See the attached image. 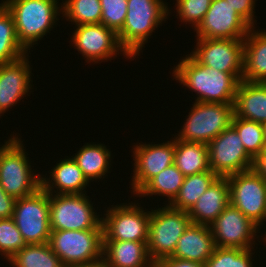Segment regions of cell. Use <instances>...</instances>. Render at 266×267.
Returning <instances> with one entry per match:
<instances>
[{"instance_id": "6da1fadb", "label": "cell", "mask_w": 266, "mask_h": 267, "mask_svg": "<svg viewBox=\"0 0 266 267\" xmlns=\"http://www.w3.org/2000/svg\"><path fill=\"white\" fill-rule=\"evenodd\" d=\"M181 58L172 76L196 93V102L234 104L243 74H229L198 63L190 54Z\"/></svg>"}, {"instance_id": "7a4b0ae2", "label": "cell", "mask_w": 266, "mask_h": 267, "mask_svg": "<svg viewBox=\"0 0 266 267\" xmlns=\"http://www.w3.org/2000/svg\"><path fill=\"white\" fill-rule=\"evenodd\" d=\"M1 3L11 13L17 39L27 52L50 33L62 13L59 0H4Z\"/></svg>"}, {"instance_id": "3957f363", "label": "cell", "mask_w": 266, "mask_h": 267, "mask_svg": "<svg viewBox=\"0 0 266 267\" xmlns=\"http://www.w3.org/2000/svg\"><path fill=\"white\" fill-rule=\"evenodd\" d=\"M169 11L163 0H127L126 20L117 35L132 58L139 56L154 30L168 19Z\"/></svg>"}, {"instance_id": "277c9868", "label": "cell", "mask_w": 266, "mask_h": 267, "mask_svg": "<svg viewBox=\"0 0 266 267\" xmlns=\"http://www.w3.org/2000/svg\"><path fill=\"white\" fill-rule=\"evenodd\" d=\"M12 135L0 147V185L14 198L27 197L41 188V174L31 168L24 143ZM34 171V172H33Z\"/></svg>"}, {"instance_id": "5b68a950", "label": "cell", "mask_w": 266, "mask_h": 267, "mask_svg": "<svg viewBox=\"0 0 266 267\" xmlns=\"http://www.w3.org/2000/svg\"><path fill=\"white\" fill-rule=\"evenodd\" d=\"M180 132L178 140L208 145L231 125L234 104L194 102Z\"/></svg>"}, {"instance_id": "8992f818", "label": "cell", "mask_w": 266, "mask_h": 267, "mask_svg": "<svg viewBox=\"0 0 266 267\" xmlns=\"http://www.w3.org/2000/svg\"><path fill=\"white\" fill-rule=\"evenodd\" d=\"M186 211L165 204L164 207L151 210L149 220L147 251L155 263L162 258L170 257L175 251L177 242L191 224Z\"/></svg>"}, {"instance_id": "52a82bcc", "label": "cell", "mask_w": 266, "mask_h": 267, "mask_svg": "<svg viewBox=\"0 0 266 267\" xmlns=\"http://www.w3.org/2000/svg\"><path fill=\"white\" fill-rule=\"evenodd\" d=\"M89 198L86 193L49 194L50 230L103 229L102 217Z\"/></svg>"}, {"instance_id": "ba28073f", "label": "cell", "mask_w": 266, "mask_h": 267, "mask_svg": "<svg viewBox=\"0 0 266 267\" xmlns=\"http://www.w3.org/2000/svg\"><path fill=\"white\" fill-rule=\"evenodd\" d=\"M48 244L65 267L89 264L102 259L103 229L51 231Z\"/></svg>"}, {"instance_id": "9c48e42d", "label": "cell", "mask_w": 266, "mask_h": 267, "mask_svg": "<svg viewBox=\"0 0 266 267\" xmlns=\"http://www.w3.org/2000/svg\"><path fill=\"white\" fill-rule=\"evenodd\" d=\"M12 219L26 245L48 243L51 233L49 193L41 187L27 197L17 198Z\"/></svg>"}, {"instance_id": "30bf717a", "label": "cell", "mask_w": 266, "mask_h": 267, "mask_svg": "<svg viewBox=\"0 0 266 267\" xmlns=\"http://www.w3.org/2000/svg\"><path fill=\"white\" fill-rule=\"evenodd\" d=\"M139 203H121L107 208L102 218L103 240L137 241L148 243L151 211Z\"/></svg>"}, {"instance_id": "8fae6325", "label": "cell", "mask_w": 266, "mask_h": 267, "mask_svg": "<svg viewBox=\"0 0 266 267\" xmlns=\"http://www.w3.org/2000/svg\"><path fill=\"white\" fill-rule=\"evenodd\" d=\"M227 179L230 203L261 229L266 221V181L253 168Z\"/></svg>"}, {"instance_id": "7c38bea8", "label": "cell", "mask_w": 266, "mask_h": 267, "mask_svg": "<svg viewBox=\"0 0 266 267\" xmlns=\"http://www.w3.org/2000/svg\"><path fill=\"white\" fill-rule=\"evenodd\" d=\"M208 149L209 167L218 177H228L253 168L254 159L244 149L232 125L210 141Z\"/></svg>"}, {"instance_id": "4fadbf2b", "label": "cell", "mask_w": 266, "mask_h": 267, "mask_svg": "<svg viewBox=\"0 0 266 267\" xmlns=\"http://www.w3.org/2000/svg\"><path fill=\"white\" fill-rule=\"evenodd\" d=\"M71 43L86 62L99 63L112 60L121 52L126 58L132 57L120 45L117 33L104 24L79 25L72 33ZM120 51V52H119ZM105 60V61H104Z\"/></svg>"}, {"instance_id": "5bb4252c", "label": "cell", "mask_w": 266, "mask_h": 267, "mask_svg": "<svg viewBox=\"0 0 266 267\" xmlns=\"http://www.w3.org/2000/svg\"><path fill=\"white\" fill-rule=\"evenodd\" d=\"M216 247L250 249L259 238V227L231 203L210 225ZM259 231V232H258ZM256 236V238H255Z\"/></svg>"}, {"instance_id": "9a60e30c", "label": "cell", "mask_w": 266, "mask_h": 267, "mask_svg": "<svg viewBox=\"0 0 266 267\" xmlns=\"http://www.w3.org/2000/svg\"><path fill=\"white\" fill-rule=\"evenodd\" d=\"M190 55L201 65L229 74H243L244 39H196Z\"/></svg>"}, {"instance_id": "2e32d148", "label": "cell", "mask_w": 266, "mask_h": 267, "mask_svg": "<svg viewBox=\"0 0 266 267\" xmlns=\"http://www.w3.org/2000/svg\"><path fill=\"white\" fill-rule=\"evenodd\" d=\"M251 28L229 2L212 0L194 32L196 39H244Z\"/></svg>"}, {"instance_id": "e0dca14e", "label": "cell", "mask_w": 266, "mask_h": 267, "mask_svg": "<svg viewBox=\"0 0 266 267\" xmlns=\"http://www.w3.org/2000/svg\"><path fill=\"white\" fill-rule=\"evenodd\" d=\"M132 150L134 174L130 189L135 195L150 179L174 164L175 137L161 144H135Z\"/></svg>"}, {"instance_id": "ac0fdd59", "label": "cell", "mask_w": 266, "mask_h": 267, "mask_svg": "<svg viewBox=\"0 0 266 267\" xmlns=\"http://www.w3.org/2000/svg\"><path fill=\"white\" fill-rule=\"evenodd\" d=\"M27 57L28 54L15 61L0 64V116L32 92L29 91L33 86L32 67Z\"/></svg>"}, {"instance_id": "d6986e66", "label": "cell", "mask_w": 266, "mask_h": 267, "mask_svg": "<svg viewBox=\"0 0 266 267\" xmlns=\"http://www.w3.org/2000/svg\"><path fill=\"white\" fill-rule=\"evenodd\" d=\"M230 203L227 177H218L187 212L194 224L210 226Z\"/></svg>"}, {"instance_id": "ffe728a7", "label": "cell", "mask_w": 266, "mask_h": 267, "mask_svg": "<svg viewBox=\"0 0 266 267\" xmlns=\"http://www.w3.org/2000/svg\"><path fill=\"white\" fill-rule=\"evenodd\" d=\"M215 248L210 226L191 223L170 257L205 264Z\"/></svg>"}, {"instance_id": "44dd1931", "label": "cell", "mask_w": 266, "mask_h": 267, "mask_svg": "<svg viewBox=\"0 0 266 267\" xmlns=\"http://www.w3.org/2000/svg\"><path fill=\"white\" fill-rule=\"evenodd\" d=\"M49 174V178L41 177V187L47 193L66 195L86 193L85 188L89 185V181L72 157L67 156L60 160Z\"/></svg>"}, {"instance_id": "7402d4cb", "label": "cell", "mask_w": 266, "mask_h": 267, "mask_svg": "<svg viewBox=\"0 0 266 267\" xmlns=\"http://www.w3.org/2000/svg\"><path fill=\"white\" fill-rule=\"evenodd\" d=\"M102 259L106 267H151L147 244L137 241L103 240Z\"/></svg>"}, {"instance_id": "603a6c76", "label": "cell", "mask_w": 266, "mask_h": 267, "mask_svg": "<svg viewBox=\"0 0 266 267\" xmlns=\"http://www.w3.org/2000/svg\"><path fill=\"white\" fill-rule=\"evenodd\" d=\"M234 115L260 124L266 122V83L241 80L238 84Z\"/></svg>"}, {"instance_id": "cb8c5ba5", "label": "cell", "mask_w": 266, "mask_h": 267, "mask_svg": "<svg viewBox=\"0 0 266 267\" xmlns=\"http://www.w3.org/2000/svg\"><path fill=\"white\" fill-rule=\"evenodd\" d=\"M252 27L244 38V71L242 80L266 83V31Z\"/></svg>"}, {"instance_id": "d4e9b609", "label": "cell", "mask_w": 266, "mask_h": 267, "mask_svg": "<svg viewBox=\"0 0 266 267\" xmlns=\"http://www.w3.org/2000/svg\"><path fill=\"white\" fill-rule=\"evenodd\" d=\"M71 157L89 182L108 176L106 173L110 172L108 170H110L112 166L110 163L111 151L102 143H85V145L75 153L74 157Z\"/></svg>"}, {"instance_id": "484cf974", "label": "cell", "mask_w": 266, "mask_h": 267, "mask_svg": "<svg viewBox=\"0 0 266 267\" xmlns=\"http://www.w3.org/2000/svg\"><path fill=\"white\" fill-rule=\"evenodd\" d=\"M174 164L184 176L211 171L208 145L175 138Z\"/></svg>"}, {"instance_id": "4316f807", "label": "cell", "mask_w": 266, "mask_h": 267, "mask_svg": "<svg viewBox=\"0 0 266 267\" xmlns=\"http://www.w3.org/2000/svg\"><path fill=\"white\" fill-rule=\"evenodd\" d=\"M217 178L212 171L185 176L177 196L169 205L188 212Z\"/></svg>"}, {"instance_id": "83f0119b", "label": "cell", "mask_w": 266, "mask_h": 267, "mask_svg": "<svg viewBox=\"0 0 266 267\" xmlns=\"http://www.w3.org/2000/svg\"><path fill=\"white\" fill-rule=\"evenodd\" d=\"M185 176L175 164L170 165L158 175L150 179L136 194L135 197L159 195L168 197V205L175 199L184 182Z\"/></svg>"}, {"instance_id": "f1b7e54d", "label": "cell", "mask_w": 266, "mask_h": 267, "mask_svg": "<svg viewBox=\"0 0 266 267\" xmlns=\"http://www.w3.org/2000/svg\"><path fill=\"white\" fill-rule=\"evenodd\" d=\"M8 262L13 267H65L48 243L25 245Z\"/></svg>"}, {"instance_id": "f546056e", "label": "cell", "mask_w": 266, "mask_h": 267, "mask_svg": "<svg viewBox=\"0 0 266 267\" xmlns=\"http://www.w3.org/2000/svg\"><path fill=\"white\" fill-rule=\"evenodd\" d=\"M26 54L29 53L17 39L11 13L0 3V64L15 61Z\"/></svg>"}, {"instance_id": "4dcf8cb0", "label": "cell", "mask_w": 266, "mask_h": 267, "mask_svg": "<svg viewBox=\"0 0 266 267\" xmlns=\"http://www.w3.org/2000/svg\"><path fill=\"white\" fill-rule=\"evenodd\" d=\"M62 17L75 23V27L84 24H101L102 8L100 0H65L62 3Z\"/></svg>"}, {"instance_id": "1f68e13d", "label": "cell", "mask_w": 266, "mask_h": 267, "mask_svg": "<svg viewBox=\"0 0 266 267\" xmlns=\"http://www.w3.org/2000/svg\"><path fill=\"white\" fill-rule=\"evenodd\" d=\"M231 125L239 134L246 152L255 159L266 146L262 124L233 115Z\"/></svg>"}, {"instance_id": "d6a6232c", "label": "cell", "mask_w": 266, "mask_h": 267, "mask_svg": "<svg viewBox=\"0 0 266 267\" xmlns=\"http://www.w3.org/2000/svg\"><path fill=\"white\" fill-rule=\"evenodd\" d=\"M250 249L240 248H219L216 247L214 253L205 263L206 267H253L254 253ZM253 257V259H252ZM253 260V261H252Z\"/></svg>"}, {"instance_id": "836d02e7", "label": "cell", "mask_w": 266, "mask_h": 267, "mask_svg": "<svg viewBox=\"0 0 266 267\" xmlns=\"http://www.w3.org/2000/svg\"><path fill=\"white\" fill-rule=\"evenodd\" d=\"M25 245L12 217L0 219V255L8 261Z\"/></svg>"}, {"instance_id": "e575fe53", "label": "cell", "mask_w": 266, "mask_h": 267, "mask_svg": "<svg viewBox=\"0 0 266 267\" xmlns=\"http://www.w3.org/2000/svg\"><path fill=\"white\" fill-rule=\"evenodd\" d=\"M212 0H176L175 8L181 23H189L194 30L206 15Z\"/></svg>"}, {"instance_id": "d590c367", "label": "cell", "mask_w": 266, "mask_h": 267, "mask_svg": "<svg viewBox=\"0 0 266 267\" xmlns=\"http://www.w3.org/2000/svg\"><path fill=\"white\" fill-rule=\"evenodd\" d=\"M102 8L101 24L118 33L126 20L127 0H100Z\"/></svg>"}, {"instance_id": "8d00e7d4", "label": "cell", "mask_w": 266, "mask_h": 267, "mask_svg": "<svg viewBox=\"0 0 266 267\" xmlns=\"http://www.w3.org/2000/svg\"><path fill=\"white\" fill-rule=\"evenodd\" d=\"M235 8L236 12L251 26L255 27L256 19H254L255 1L256 0H226Z\"/></svg>"}, {"instance_id": "74e56055", "label": "cell", "mask_w": 266, "mask_h": 267, "mask_svg": "<svg viewBox=\"0 0 266 267\" xmlns=\"http://www.w3.org/2000/svg\"><path fill=\"white\" fill-rule=\"evenodd\" d=\"M15 202L16 198L6 194L0 185V219L13 216Z\"/></svg>"}, {"instance_id": "f35d334b", "label": "cell", "mask_w": 266, "mask_h": 267, "mask_svg": "<svg viewBox=\"0 0 266 267\" xmlns=\"http://www.w3.org/2000/svg\"><path fill=\"white\" fill-rule=\"evenodd\" d=\"M155 267H206L205 264H200L193 261L181 260L175 257H166L157 260L154 263Z\"/></svg>"}, {"instance_id": "ab89813d", "label": "cell", "mask_w": 266, "mask_h": 267, "mask_svg": "<svg viewBox=\"0 0 266 267\" xmlns=\"http://www.w3.org/2000/svg\"><path fill=\"white\" fill-rule=\"evenodd\" d=\"M253 169L266 181V146L254 159Z\"/></svg>"}, {"instance_id": "60d3db41", "label": "cell", "mask_w": 266, "mask_h": 267, "mask_svg": "<svg viewBox=\"0 0 266 267\" xmlns=\"http://www.w3.org/2000/svg\"><path fill=\"white\" fill-rule=\"evenodd\" d=\"M67 267H106L103 259L99 261H95L89 264H76V265H69Z\"/></svg>"}, {"instance_id": "b9f144b4", "label": "cell", "mask_w": 266, "mask_h": 267, "mask_svg": "<svg viewBox=\"0 0 266 267\" xmlns=\"http://www.w3.org/2000/svg\"><path fill=\"white\" fill-rule=\"evenodd\" d=\"M263 126V133H264V141H265V144H266V122L262 124Z\"/></svg>"}, {"instance_id": "7bdbcfd3", "label": "cell", "mask_w": 266, "mask_h": 267, "mask_svg": "<svg viewBox=\"0 0 266 267\" xmlns=\"http://www.w3.org/2000/svg\"><path fill=\"white\" fill-rule=\"evenodd\" d=\"M264 235H265V237H263L262 240H263V242H264V240H265V243H266V232H265Z\"/></svg>"}]
</instances>
